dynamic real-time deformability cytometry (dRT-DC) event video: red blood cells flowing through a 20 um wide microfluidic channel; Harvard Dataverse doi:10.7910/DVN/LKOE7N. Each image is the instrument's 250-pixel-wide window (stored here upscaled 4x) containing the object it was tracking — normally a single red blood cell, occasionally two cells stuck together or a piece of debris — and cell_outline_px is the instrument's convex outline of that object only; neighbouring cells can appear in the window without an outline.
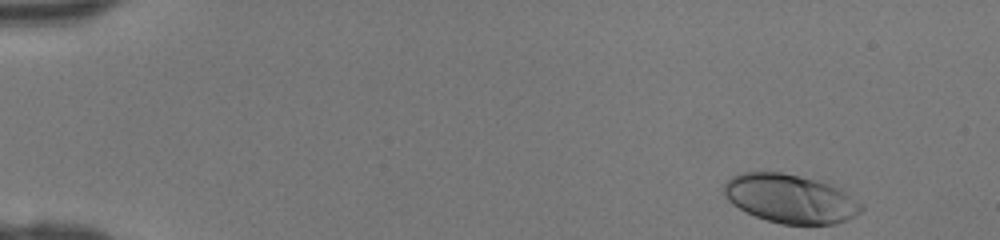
{"species": "human", "species_latin": "Homo sapiens", "temperature_condition": "room temperature", "stored_images_in_passage": 43, "camera_frame_rate_fps": 3000, "um_per_image_px": 0.085, "donor": {"sex": "female"}, "frame": {"image": 1, "passage_image": 1, "time_ms": 0.0, "image_size_px": [1000, 240], "cell_outline_px": [[864, 208], [856, 216], [848, 220], [836, 224], [780, 224], [756, 216], [732, 204], [724, 196], [724, 184], [732, 176], [740, 172], [780, 172], [820, 180], [840, 188], [860, 204]], "centroid_in_image_um": [67.18, 16.88], "position_along_channel_um": 17.8, "area_um2": 38.96}}
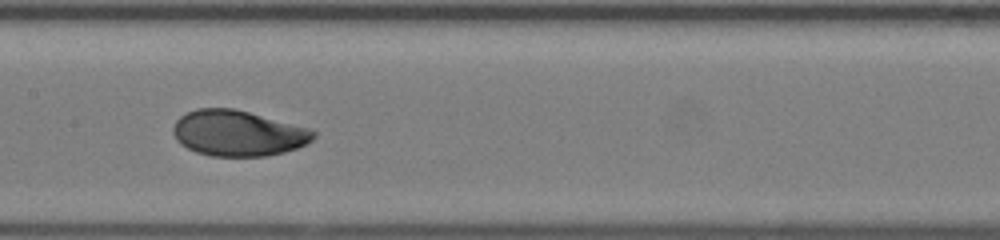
{"frame": {"image": 2, "passage_image": 21, "time_ms": 6.667, "image_size_px": [1000, 240], "cell_outline_px": [[316, 136], [312, 140], [296, 148], [284, 152], [268, 156], [212, 156], [196, 152], [180, 144], [176, 140], [172, 132], [172, 128], [176, 120], [180, 116], [196, 108], [232, 108], [248, 112], [308, 128], [316, 132]], "centroid_in_image_um": [20.19, 11.33], "position_along_channel_um": 187.2, "area_um2": 37.22}}
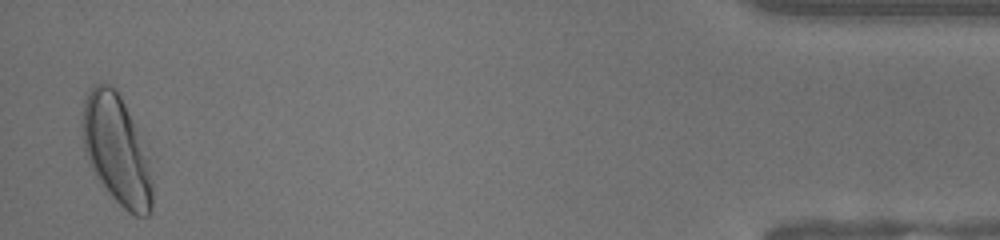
{"frame": {"image": 3, "passage_image": 42, "time_ms": 13.667, "image_size_px": [1000, 240], "cell_outline_px": [[152, 208], [148, 216], [136, 216], [128, 212], [112, 196], [88, 164], [84, 148], [80, 128], [84, 100], [92, 84], [100, 80], [116, 88], [124, 104], [148, 160], [152, 180]], "centroid_in_image_um": [9.85, 12.7], "position_along_channel_um": 425.3, "area_um2": 44.1}}